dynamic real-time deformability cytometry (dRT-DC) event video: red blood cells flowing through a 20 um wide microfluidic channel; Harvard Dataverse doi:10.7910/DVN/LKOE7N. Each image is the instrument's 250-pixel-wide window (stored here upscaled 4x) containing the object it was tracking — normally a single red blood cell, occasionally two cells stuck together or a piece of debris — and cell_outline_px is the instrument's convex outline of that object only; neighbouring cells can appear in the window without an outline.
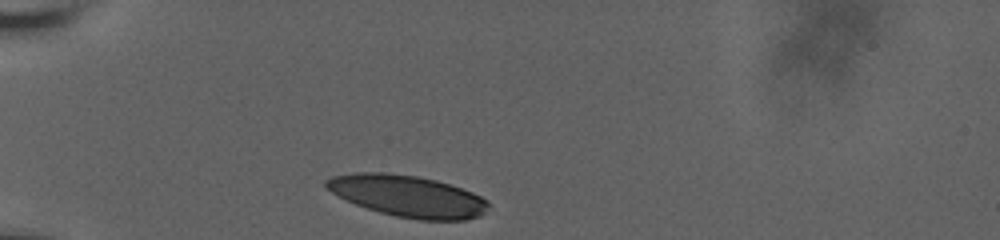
{"species": "human", "species_latin": "Homo sapiens", "temperature_condition": "room temperature", "stored_images_in_passage": 5, "camera_frame_rate_fps": 3000, "um_per_image_px": 0.085, "donor": {"sex": "male"}, "frame": {"image": 1, "passage_image": 1, "time_ms": 0.0, "image_size_px": [1000, 240], "cell_outline_px": [[488, 204], [484, 212], [480, 216], [464, 220], [420, 220], [396, 216], [380, 212], [356, 204], [332, 192], [324, 184], [324, 180], [332, 176], [356, 172], [388, 172], [416, 176], [436, 180], [472, 192], [480, 196]], "centroid_in_image_um": [34.63, 16.65], "position_along_channel_um": 50.4, "area_um2": 38.84}}